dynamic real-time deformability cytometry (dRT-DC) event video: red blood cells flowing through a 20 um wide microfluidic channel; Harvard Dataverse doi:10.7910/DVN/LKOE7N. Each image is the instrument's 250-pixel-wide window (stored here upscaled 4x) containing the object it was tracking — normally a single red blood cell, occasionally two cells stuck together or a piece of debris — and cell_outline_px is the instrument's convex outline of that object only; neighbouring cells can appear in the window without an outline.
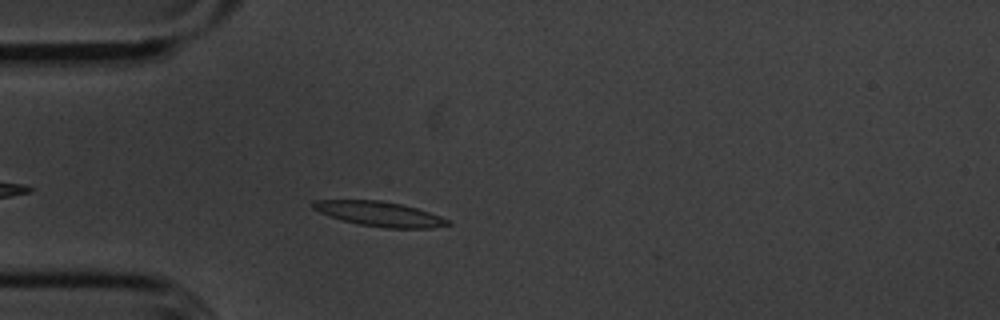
{"species": "common noctule bat (a hibernating species)", "species_latin": "Nyctalus noctula", "temperature_condition": "cold", "stored_images_in_passage": 31, "camera_frame_rate_fps": 3000, "um_per_image_px": 0.085, "animal": {"sex": "male", "body_mass_g": 20.1, "forearm_length_mm": 53.5}, "frame": {"image": 1, "passage_image": 6, "time_ms": 1.667, "image_size_px": [1000, 320], "cell_outline_px": [[452, 224], [432, 228], [388, 228], [360, 224], [344, 220], [320, 212], [312, 208], [312, 200], [380, 200], [400, 204], [416, 208], [440, 216], [448, 220]], "centroid_in_image_um": [32.27, 18.18], "position_along_channel_um": 52.7, "area_um2": 19.07}}
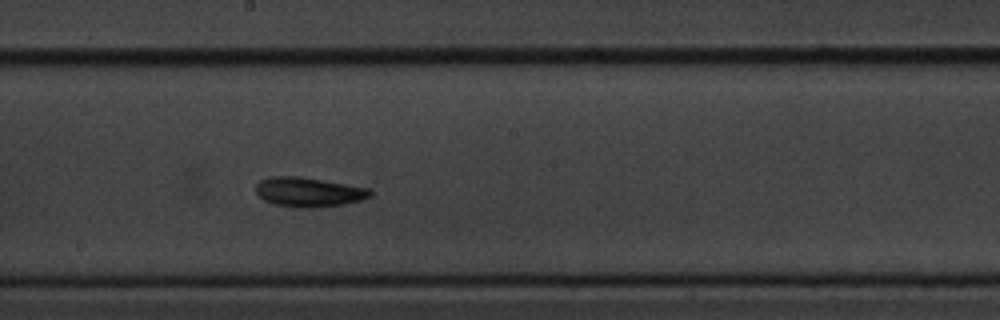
{"frame": {"image": 2, "passage_image": 21, "time_ms": 6.667, "image_size_px": [1000, 320], "cell_outline_px": [[372, 196], [360, 200], [344, 204], [316, 208], [296, 208], [272, 204], [264, 200], [256, 192], [256, 184], [260, 180], [272, 176], [296, 176], [368, 188], [372, 192]], "centroid_in_image_um": [26.2, 16.34], "position_along_channel_um": 222.0, "area_um2": 19.59}}
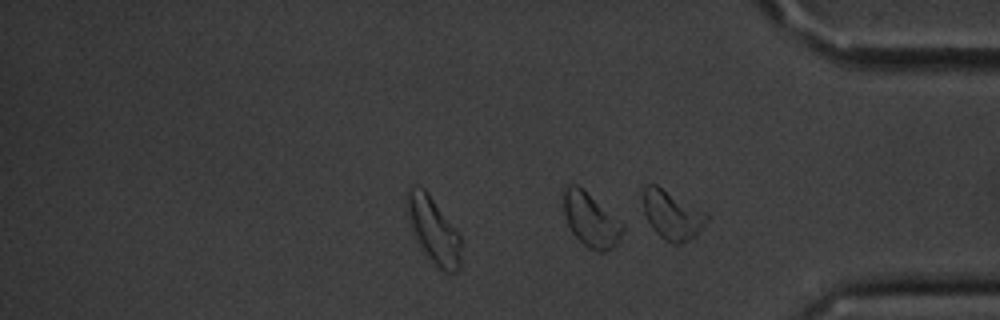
{"frame": {"image": 3, "passage_image": 31, "time_ms": 10.0, "image_size_px": [1000, 320], "cell_outline_px": [[712, 216], [696, 236], [680, 244], [672, 244], [664, 240], [652, 228], [644, 212], [644, 188], [648, 184], [656, 184], [708, 212]], "centroid_in_image_um": [57.2, 18.28], "position_along_channel_um": 378.0, "area_um2": 18.38}, "authors_computed_cell_mechanics": {"area_um2": 18.6116, "velocity_mm_per_s": 3.5421, "shape_relaxation_time_tau1_ms": 1.9045, "shape_relaxation_time_tau2_ms": 2.0033, "deformation_change_tau1": 0.1408, "deformation_change_tau2": 0.0925}}